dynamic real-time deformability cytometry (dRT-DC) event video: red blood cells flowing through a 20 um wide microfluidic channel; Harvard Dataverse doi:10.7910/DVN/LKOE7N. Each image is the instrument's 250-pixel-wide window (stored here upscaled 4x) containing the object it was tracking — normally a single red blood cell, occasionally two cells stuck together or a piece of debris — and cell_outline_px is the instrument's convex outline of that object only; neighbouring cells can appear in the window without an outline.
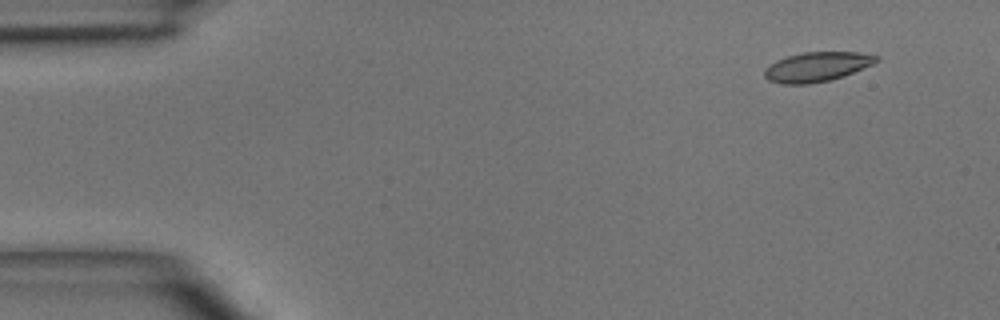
{"species": "common noctule bat (a hibernating species)", "species_latin": "Nyctalus noctula", "temperature_condition": "room temperature", "stored_images_in_passage": 4, "camera_frame_rate_fps": 3000, "um_per_image_px": 0.085, "animal": {"sex": "male", "body_mass_g": 15.6}, "frame": {"image": 1, "passage_image": 1, "time_ms": 0.0, "image_size_px": [1000, 320], "cell_outline_px": [[880, 60], [872, 64], [844, 76], [828, 80], [808, 84], [780, 84], [768, 80], [764, 76], [764, 68], [776, 60], [788, 56], [804, 52], [860, 52], [880, 56]], "centroid_in_image_um": [69.43, 5.67], "position_along_channel_um": 15.6, "area_um2": 19.31}}
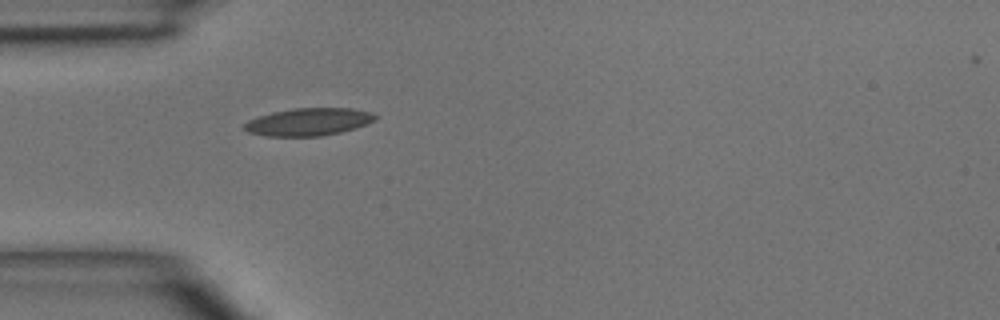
{"frame": {"image": 2, "passage_image": 4, "time_ms": 3.333, "image_size_px": [1000, 320], "cell_outline_px": [[376, 120], [356, 128], [340, 132], [320, 136], [268, 136], [248, 132], [244, 128], [244, 124], [248, 120], [272, 112], [292, 108], [352, 108], [372, 112], [376, 116]], "centroid_in_image_um": [26.25, 10.35], "position_along_channel_um": 58.8, "area_um2": 20.98}}